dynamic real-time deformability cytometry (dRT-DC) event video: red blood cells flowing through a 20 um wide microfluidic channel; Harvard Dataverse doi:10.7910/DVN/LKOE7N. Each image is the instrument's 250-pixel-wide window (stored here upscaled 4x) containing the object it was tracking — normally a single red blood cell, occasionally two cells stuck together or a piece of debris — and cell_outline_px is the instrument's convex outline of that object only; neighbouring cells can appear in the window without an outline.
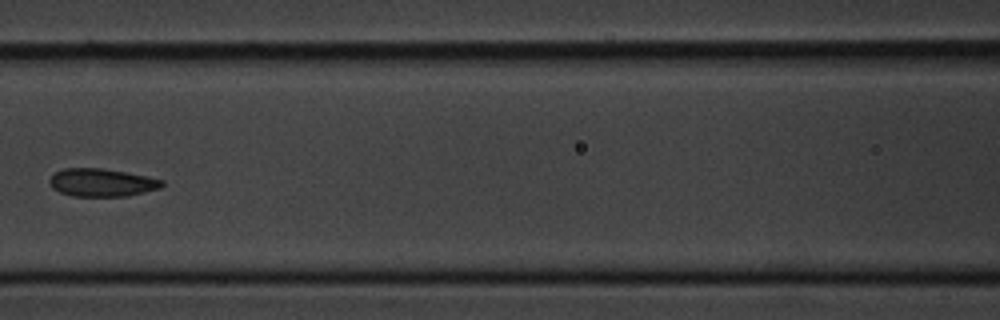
{"species": "common noctule bat (a hibernating species)", "species_latin": "Nyctalus noctula", "temperature_condition": "cold", "stored_images_in_passage": 7, "camera_frame_rate_fps": 3000, "um_per_image_px": 0.085, "animal": {"sex": "male", "body_mass_g": 20.1, "forearm_length_mm": 53.5}, "frame": {"image": 1, "passage_image": 7, "time_ms": 7.333, "image_size_px": [1000, 320], "cell_outline_px": [[164, 184], [160, 188], [128, 196], [72, 196], [60, 192], [52, 188], [48, 180], [56, 172], [64, 168], [104, 168], [148, 176], [164, 180]], "centroid_in_image_um": [8.67, 15.51], "position_along_channel_um": 157.9, "area_um2": 18.38}}